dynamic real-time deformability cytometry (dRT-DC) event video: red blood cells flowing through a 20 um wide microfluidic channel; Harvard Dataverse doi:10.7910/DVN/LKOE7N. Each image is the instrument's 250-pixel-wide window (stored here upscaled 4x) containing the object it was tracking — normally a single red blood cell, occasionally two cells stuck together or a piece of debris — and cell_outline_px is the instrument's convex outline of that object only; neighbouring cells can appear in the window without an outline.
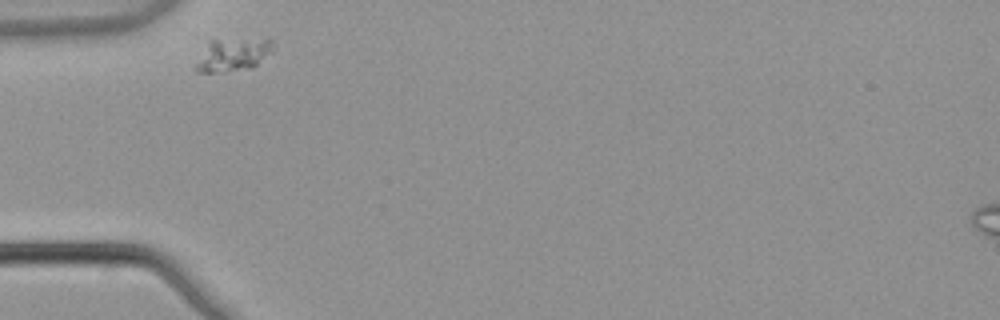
{"species": "common noctule bat (a hibernating species)", "species_latin": "Nyctalus noctula", "temperature_condition": "warm", "stored_images_in_passage": 5, "camera_frame_rate_fps": 3000, "um_per_image_px": 0.085, "animal": {"sex": "male", "body_mass_g": 21.5, "forearm_length_mm": 52.0}, "frame": {"image": 1, "passage_image": 1, "time_ms": 0.0, "image_size_px": [1000, 320], "cell_outline_px": [[272, 52], [252, 68], [224, 72], [196, 72], [192, 68], [208, 44], [212, 40], [272, 40]], "centroid_in_image_um": [19.76, 4.7], "position_along_channel_um": 65.2, "area_um2": 14.39}}
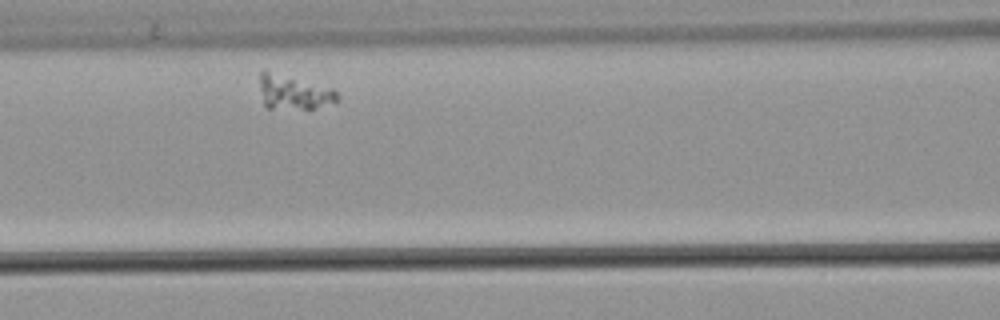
{"frame": {"image": 2, "passage_image": 3, "time_ms": 0.667, "image_size_px": [1000, 320], "cell_outline_px": [[340, 96], [336, 100], [312, 108], [268, 108], [264, 104], [260, 88], [260, 72], [264, 68], [332, 88]], "centroid_in_image_um": [24.9, 7.79], "position_along_channel_um": 141.7, "area_um2": 15.37}}
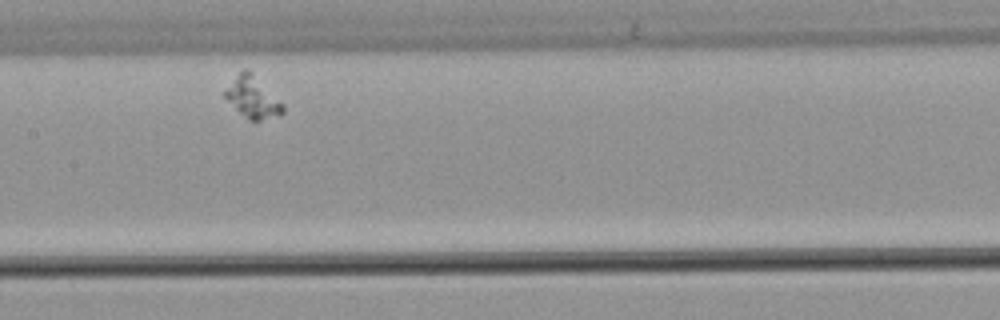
{"frame": {"image": 3, "passage_image": 4, "time_ms": 1.0, "image_size_px": [1000, 320], "cell_outline_px": [[284, 112], [280, 116], [260, 120], [248, 120], [224, 96], [224, 92], [236, 76], [244, 68], [248, 68], [284, 104]], "centroid_in_image_um": [21.52, 8.28], "position_along_channel_um": 185.9, "area_um2": 13.7}}